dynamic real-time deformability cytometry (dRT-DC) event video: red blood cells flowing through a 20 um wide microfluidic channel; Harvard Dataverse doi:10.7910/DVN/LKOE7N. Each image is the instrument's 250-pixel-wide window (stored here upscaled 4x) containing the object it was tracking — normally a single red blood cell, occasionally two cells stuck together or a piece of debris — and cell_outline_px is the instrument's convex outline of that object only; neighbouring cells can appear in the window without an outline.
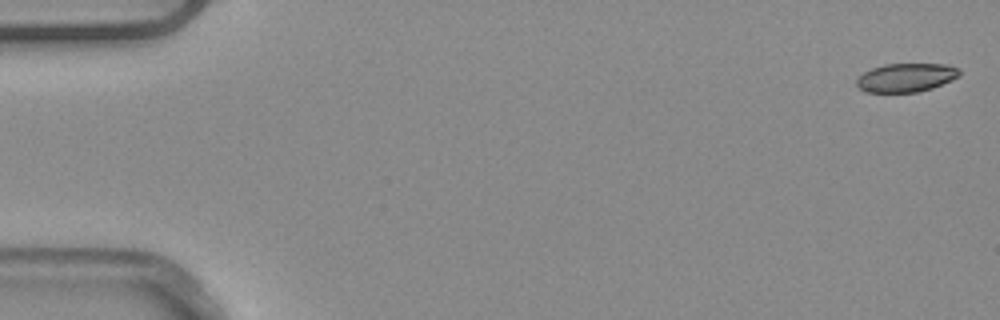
{"species": "common noctule bat (a hibernating species)", "species_latin": "Nyctalus noctula", "temperature_condition": "warm", "stored_images_in_passage": 7, "camera_frame_rate_fps": 3000, "um_per_image_px": 0.085, "animal": {"sex": "male", "body_mass_g": 20.4}, "frame": {"image": 1, "passage_image": 1, "time_ms": 0.0, "image_size_px": [1000, 320], "cell_outline_px": [[960, 76], [952, 80], [932, 88], [916, 92], [864, 92], [856, 84], [856, 80], [864, 72], [872, 68], [884, 64], [944, 64], [960, 68]], "centroid_in_image_um": [77.03, 6.59], "position_along_channel_um": 8.0, "area_um2": 17.17}}
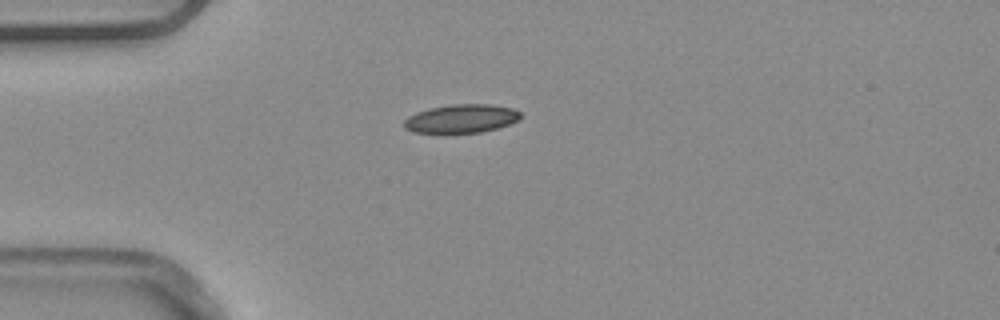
{"frame": {"image": 2, "passage_image": 4, "time_ms": 1.0, "image_size_px": [1000, 320], "cell_outline_px": [[520, 120], [496, 128], [480, 132], [444, 136], [412, 132], [404, 128], [404, 120], [408, 116], [416, 112], [432, 108], [452, 104], [492, 104], [512, 108], [520, 112]], "centroid_in_image_um": [39.15, 10.13], "position_along_channel_um": 45.9, "area_um2": 20.11}}